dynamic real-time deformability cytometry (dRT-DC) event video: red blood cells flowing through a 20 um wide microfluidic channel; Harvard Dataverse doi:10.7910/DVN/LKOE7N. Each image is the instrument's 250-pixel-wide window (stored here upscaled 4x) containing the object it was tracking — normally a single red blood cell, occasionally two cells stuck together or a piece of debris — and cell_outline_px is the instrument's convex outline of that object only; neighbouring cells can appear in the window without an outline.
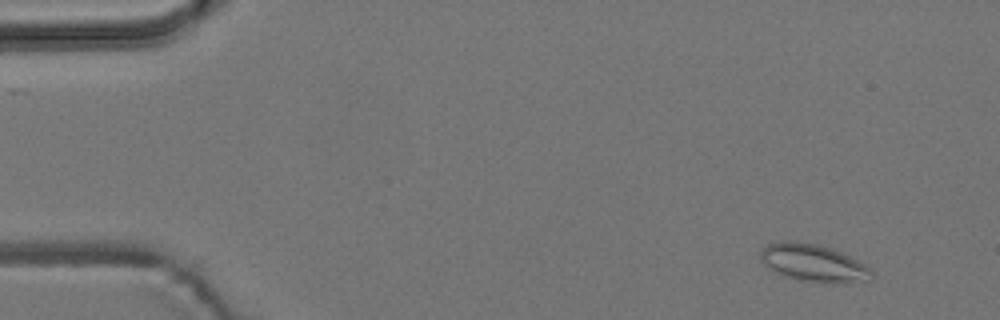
{"species": "common noctule bat (a hibernating species)", "species_latin": "Nyctalus noctula", "temperature_condition": "room temperature", "stored_images_in_passage": 5, "camera_frame_rate_fps": 3000, "um_per_image_px": 0.085, "animal": {"sex": "male", "body_mass_g": 19.2, "forearm_length_mm": 51.8}, "frame": {"image": 1, "passage_image": 1, "time_ms": 0.0, "image_size_px": [1000, 320], "cell_outline_px": [[872, 280], [836, 284], [800, 280], [776, 272], [764, 264], [760, 260], [760, 252], [768, 244], [788, 240], [792, 240], [816, 244], [832, 248], [864, 264], [872, 272]], "centroid_in_image_um": [69.15, 22.36], "position_along_channel_um": 15.9, "area_um2": 24.04}}